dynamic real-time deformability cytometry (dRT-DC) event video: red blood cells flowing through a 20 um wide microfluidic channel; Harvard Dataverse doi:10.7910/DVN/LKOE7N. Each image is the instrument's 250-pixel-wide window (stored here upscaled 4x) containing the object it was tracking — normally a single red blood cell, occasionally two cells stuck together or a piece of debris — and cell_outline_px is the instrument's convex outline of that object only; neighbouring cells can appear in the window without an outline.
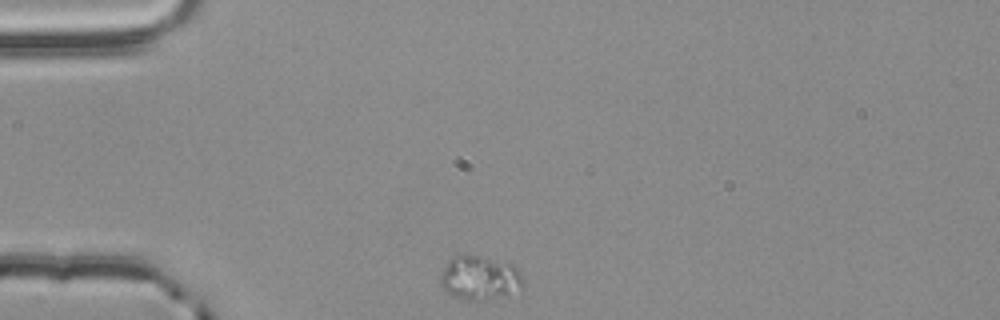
{"species": "common noctule bat (a hibernating species)", "species_latin": "Nyctalus noctula", "temperature_condition": "room temperature", "stored_images_in_passage": 36, "camera_frame_rate_fps": 3000, "um_per_image_px": 0.085, "animal": {"sex": "male", "body_mass_g": 20.4}, "frame": {"image": 1, "passage_image": 1, "time_ms": 0.0, "image_size_px": [1000, 320], "cell_outline_px": [[524, 288], [484, 300], [464, 300], [448, 292], [440, 284], [440, 276], [448, 260], [452, 256], [484, 256], [516, 264], [524, 280]], "centroid_in_image_um": [40.82, 23.59], "position_along_channel_um": 44.2, "area_um2": 21.21}}